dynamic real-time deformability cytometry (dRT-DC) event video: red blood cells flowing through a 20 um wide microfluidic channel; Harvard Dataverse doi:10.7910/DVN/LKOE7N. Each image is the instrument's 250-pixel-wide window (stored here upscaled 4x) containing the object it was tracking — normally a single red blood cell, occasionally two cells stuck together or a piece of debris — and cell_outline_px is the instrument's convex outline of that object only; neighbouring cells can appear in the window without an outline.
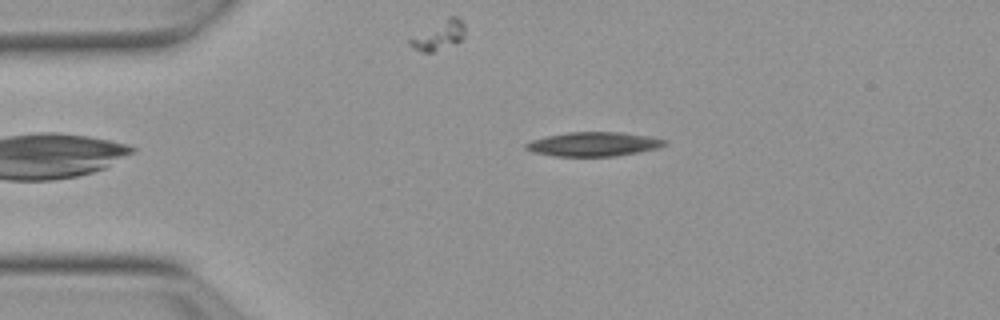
{"species": "Egyptian fruit bat (a non-hibernating species)", "species_latin": "Rousettus aegyptiacus", "temperature_condition": "warm", "stored_images_in_passage": 43, "camera_frame_rate_fps": 3000, "um_per_image_px": 0.085, "animal": {"sex": "female"}, "frame": {"image": 1, "passage_image": 1, "time_ms": 0.0, "image_size_px": [1000, 320], "cell_outline_px": [[668, 144], [656, 148], [616, 156], [556, 156], [536, 152], [524, 148], [524, 144], [532, 140], [548, 136], [568, 132], [620, 132], [648, 136], [664, 140]], "centroid_in_image_um": [50.44, 12.25], "position_along_channel_um": 34.6, "area_um2": 19.19}}
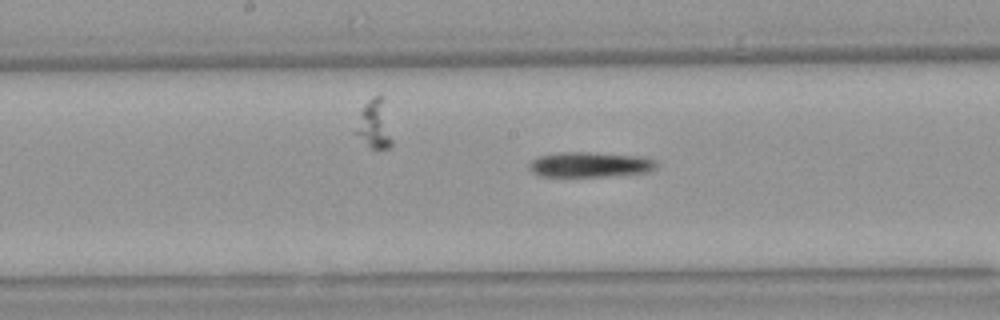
{"frame": {"image": 2, "passage_image": 17, "time_ms": 5.333, "image_size_px": [1000, 320], "cell_outline_px": [[656, 168], [648, 172], [604, 176], [540, 176], [532, 172], [528, 168], [528, 164], [532, 160], [540, 156], [560, 152], [588, 152], [640, 156], [656, 160]], "centroid_in_image_um": [50.13, 13.98], "position_along_channel_um": 198.1, "area_um2": 18.55}}
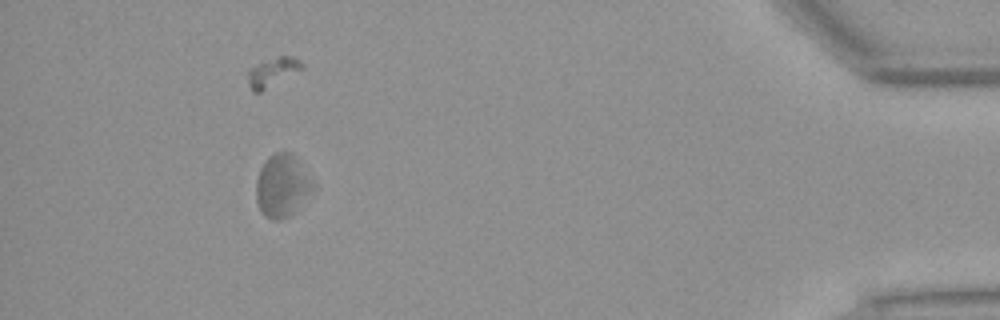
{"frame": {"image": 3, "passage_image": 39, "time_ms": 12.667, "image_size_px": [1000, 320], "cell_outline_px": [[312, 184], [288, 216], [280, 220], [272, 220], [264, 216], [256, 200], [256, 180], [260, 168], [264, 160], [268, 156], [276, 152], [292, 152], [312, 180]], "centroid_in_image_um": [23.88, 15.73], "position_along_channel_um": 411.3, "area_um2": 19.83}}